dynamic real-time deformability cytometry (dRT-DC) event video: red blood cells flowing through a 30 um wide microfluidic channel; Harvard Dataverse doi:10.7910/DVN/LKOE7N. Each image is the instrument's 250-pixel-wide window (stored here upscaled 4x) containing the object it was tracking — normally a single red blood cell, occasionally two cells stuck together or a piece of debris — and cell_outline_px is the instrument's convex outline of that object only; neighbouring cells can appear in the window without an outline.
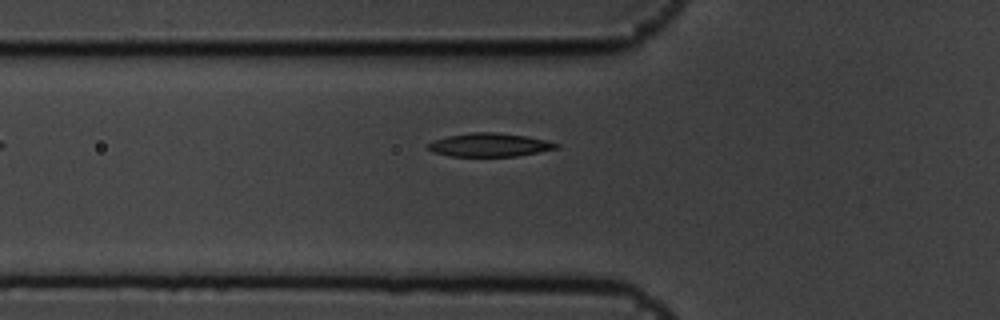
{"species": "common noctule bat (a hibernating species)", "species_latin": "Nyctalus noctula", "temperature_condition": "cold", "stored_images_in_passage": 3, "camera_frame_rate_fps": 3000, "um_per_image_px": 0.085, "animal": {"sex": "male", "body_mass_g": 19.5, "forearm_length_mm": 54.6}, "frame": {"image": 1, "passage_image": 3, "time_ms": 0.667, "image_size_px": [1000, 320], "cell_outline_px": [[560, 148], [516, 156], [452, 156], [432, 152], [428, 148], [428, 144], [432, 140], [448, 136], [472, 132], [496, 132], [528, 136], [560, 144]], "centroid_in_image_um": [41.62, 12.31], "position_along_channel_um": 84.2, "area_um2": 17.51}}